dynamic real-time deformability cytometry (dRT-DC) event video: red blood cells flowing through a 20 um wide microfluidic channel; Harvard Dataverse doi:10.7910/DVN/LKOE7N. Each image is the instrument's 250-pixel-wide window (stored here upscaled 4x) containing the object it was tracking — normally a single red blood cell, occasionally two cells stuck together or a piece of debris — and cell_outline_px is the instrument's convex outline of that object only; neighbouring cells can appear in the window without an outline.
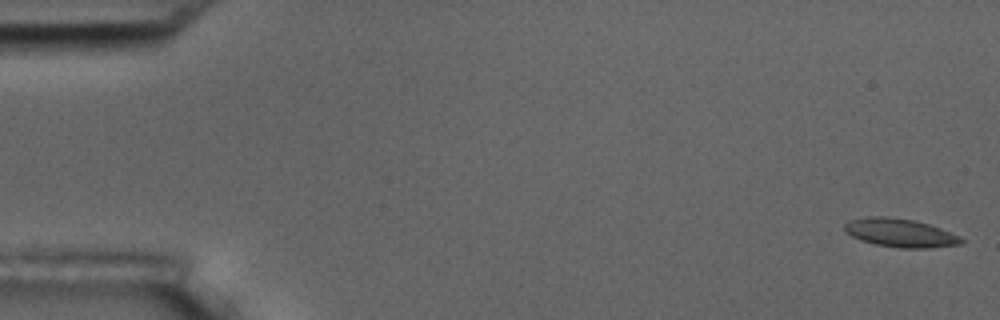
{"species": "common noctule bat (a hibernating species)", "species_latin": "Nyctalus noctula", "temperature_condition": "room temperature", "stored_images_in_passage": 56, "camera_frame_rate_fps": 3000, "um_per_image_px": 0.085, "animal": {"sex": "male", "body_mass_g": 17.5, "forearm_length_mm": 52.3}, "frame": {"image": 1, "passage_image": 1, "time_ms": 0.0, "image_size_px": [1000, 320], "cell_outline_px": [[964, 240], [960, 244], [928, 248], [900, 248], [876, 244], [860, 240], [844, 232], [844, 224], [848, 220], [868, 216], [888, 216], [912, 220], [928, 224], [940, 228], [960, 236]], "centroid_in_image_um": [76.47, 19.78], "position_along_channel_um": 8.5, "area_um2": 19.36}}
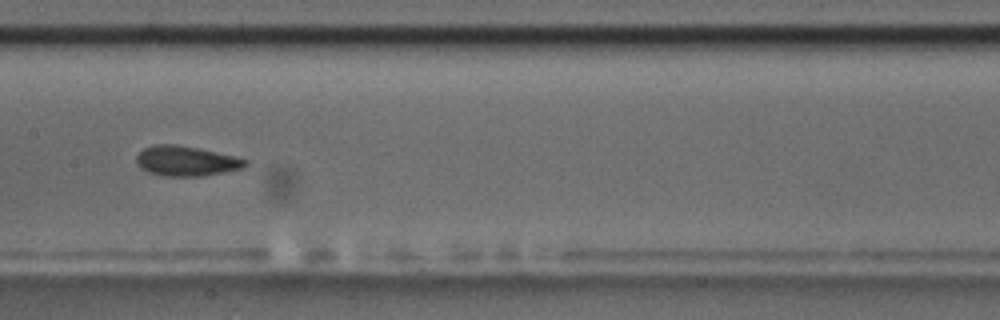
{"frame": {"image": 2, "passage_image": 28, "time_ms": 9.0, "image_size_px": [1000, 320], "cell_outline_px": [[248, 164], [244, 168], [224, 172], [200, 176], [164, 176], [148, 172], [140, 168], [136, 164], [136, 156], [144, 148], [156, 144], [176, 144], [236, 156], [248, 160]], "centroid_in_image_um": [15.82, 13.69], "position_along_channel_um": 191.6, "area_um2": 19.07}}
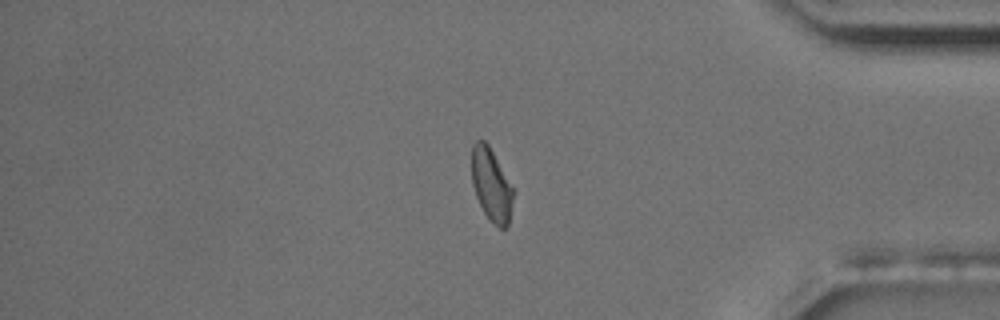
{"frame": {"image": 3, "passage_image": 47, "time_ms": 15.333, "image_size_px": [1000, 320], "cell_outline_px": [[516, 192], [508, 228], [500, 228], [484, 212], [476, 196], [472, 184], [472, 144], [476, 140], [484, 140], [488, 144], [516, 188]], "centroid_in_image_um": [41.83, 15.69], "position_along_channel_um": 393.4, "area_um2": 18.15}, "authors_computed_cell_mechanics": {"area_um2": 18.6116, "velocity_mm_per_s": 3.5969, "shape_relaxation_time_tau1_ms": null, "shape_relaxation_time_tau2_ms": 1.8306, "deformation_change_tau1": null, "deformation_change_tau2": 0.072}}